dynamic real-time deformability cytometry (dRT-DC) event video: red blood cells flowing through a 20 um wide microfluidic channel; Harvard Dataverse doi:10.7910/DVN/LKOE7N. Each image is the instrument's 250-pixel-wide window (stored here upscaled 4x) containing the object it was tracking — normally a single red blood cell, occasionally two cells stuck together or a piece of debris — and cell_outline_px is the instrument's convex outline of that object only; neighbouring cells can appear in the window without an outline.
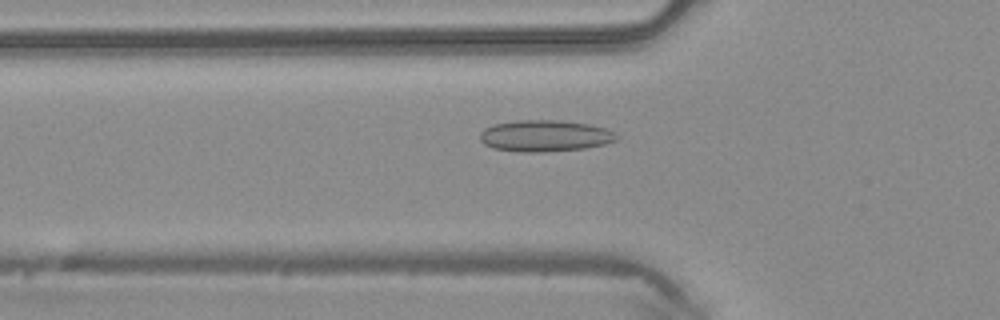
{"species": "common noctule bat (a hibernating species)", "species_latin": "Nyctalus noctula", "temperature_condition": "warm", "stored_images_in_passage": 46, "camera_frame_rate_fps": 3000, "um_per_image_px": 0.085, "animal": {"sex": "male", "body_mass_g": 20.4}, "frame": {"image": 1, "passage_image": 15, "time_ms": 4.667, "image_size_px": [1000, 320], "cell_outline_px": [[620, 136], [616, 140], [604, 144], [584, 148], [544, 152], [520, 152], [492, 148], [484, 144], [480, 140], [480, 132], [484, 128], [496, 124], [520, 120], [560, 120], [588, 124], [608, 128], [616, 132]], "centroid_in_image_um": [46.34, 11.55], "position_along_channel_um": 79.5, "area_um2": 25.2}}
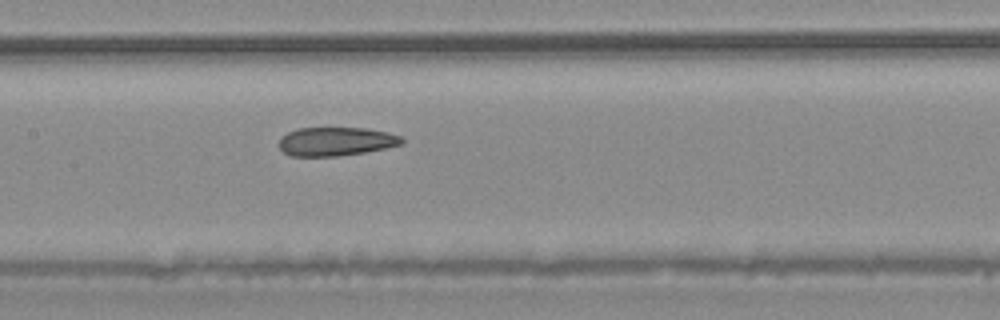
{"frame": {"image": 2, "passage_image": 22, "time_ms": 7.0, "image_size_px": [1000, 320], "cell_outline_px": [[404, 144], [364, 152], [336, 156], [292, 156], [284, 152], [280, 148], [280, 136], [296, 128], [364, 128], [388, 132], [400, 136], [404, 140]], "centroid_in_image_um": [28.55, 12.02], "position_along_channel_um": 178.8, "area_um2": 20.46}}
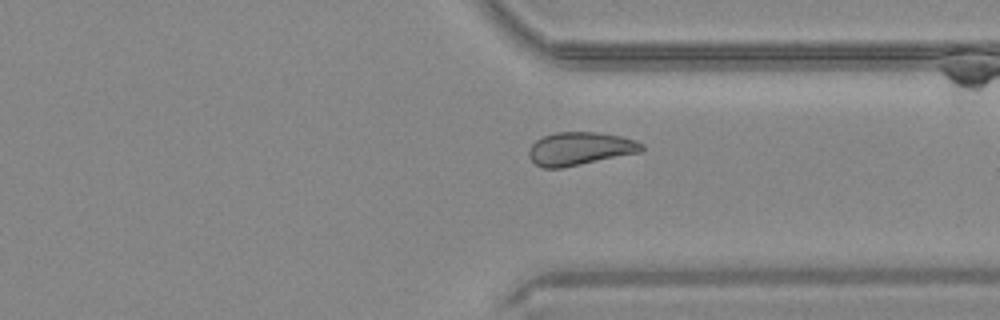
{"frame": {"image": 3, "passage_image": 35, "time_ms": 11.333, "image_size_px": [1000, 320], "cell_outline_px": [[644, 148], [640, 152], [560, 168], [544, 168], [536, 164], [528, 156], [528, 152], [532, 144], [536, 140], [544, 136], [556, 132], [596, 132], [620, 136], [636, 140], [644, 144]], "centroid_in_image_um": [49.29, 12.63], "position_along_channel_um": 362.1, "area_um2": 21.56}, "authors_computed_cell_mechanics": {"area_um2": 22.4842, "velocity_mm_per_s": 4.2284, "shape_relaxation_time_tau1_ms": null, "shape_relaxation_time_tau2_ms": 2.4589, "deformation_change_tau1": null, "deformation_change_tau2": 0.0745}}